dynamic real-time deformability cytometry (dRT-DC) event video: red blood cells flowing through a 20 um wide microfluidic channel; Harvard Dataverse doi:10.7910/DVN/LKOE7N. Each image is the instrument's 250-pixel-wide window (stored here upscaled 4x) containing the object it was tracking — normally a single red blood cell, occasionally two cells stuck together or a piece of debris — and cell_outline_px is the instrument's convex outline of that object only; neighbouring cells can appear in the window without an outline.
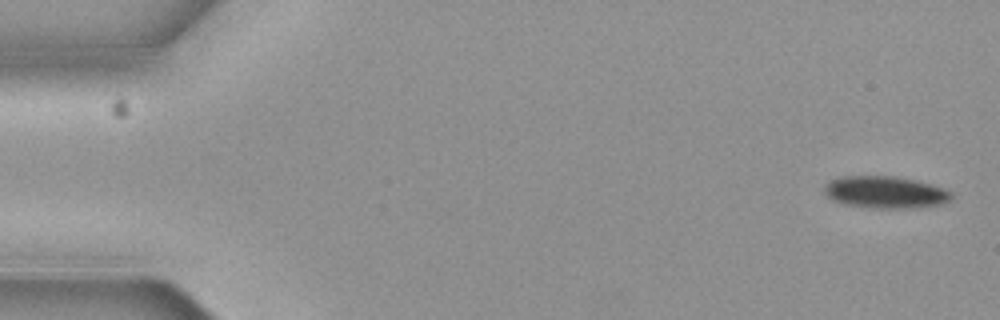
{"species": "common noctule bat (a hibernating species)", "species_latin": "Nyctalus noctula", "temperature_condition": "cold", "stored_images_in_passage": 5, "camera_frame_rate_fps": 3000, "um_per_image_px": 0.085, "animal": {"sex": "female", "body_mass_g": 19.3, "forearm_length_mm": 54.1}, "frame": {"image": 1, "passage_image": 1, "time_ms": 0.0, "image_size_px": [1000, 320], "cell_outline_px": [[952, 196], [944, 204], [920, 208], [868, 208], [844, 204], [832, 200], [824, 192], [824, 188], [832, 180], [844, 176], [892, 176], [912, 180], [928, 184], [952, 192]], "centroid_in_image_um": [75.24, 16.36], "position_along_channel_um": 9.8, "area_um2": 23.52}}
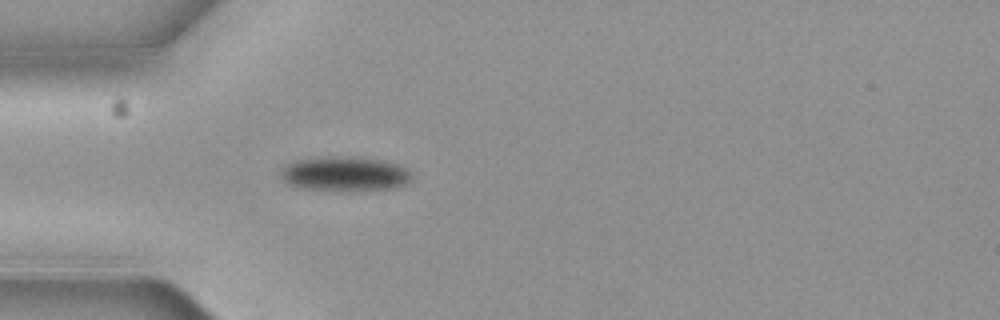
{"frame": {"image": 2, "passage_image": 5, "time_ms": 1.333, "image_size_px": [1000, 320], "cell_outline_px": [[412, 180], [408, 184], [396, 188], [360, 192], [300, 188], [288, 184], [280, 176], [280, 172], [288, 164], [296, 160], [332, 156], [344, 156], [380, 160], [396, 164], [408, 168], [412, 172]], "centroid_in_image_um": [29.38, 14.81], "position_along_channel_um": 55.6, "area_um2": 26.88}}